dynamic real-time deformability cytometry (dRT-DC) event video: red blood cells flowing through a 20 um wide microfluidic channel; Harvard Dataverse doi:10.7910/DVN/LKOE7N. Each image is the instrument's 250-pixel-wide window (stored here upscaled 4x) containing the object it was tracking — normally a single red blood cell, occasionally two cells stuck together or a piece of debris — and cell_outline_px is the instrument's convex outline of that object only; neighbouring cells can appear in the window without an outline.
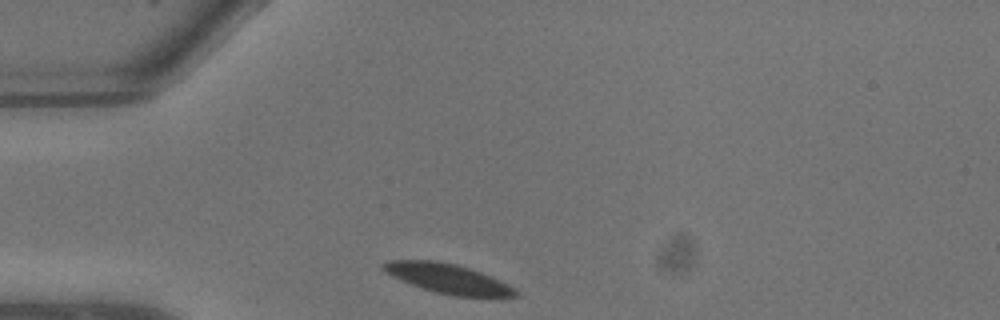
{"species": "common noctule bat (a hibernating species)", "species_latin": "Nyctalus noctula", "temperature_condition": "warm", "stored_images_in_passage": 6, "camera_frame_rate_fps": 3000, "um_per_image_px": 0.085, "animal": {"sex": "male", "body_mass_g": 13.3}, "frame": {"image": 1, "passage_image": 1, "time_ms": 0.0, "image_size_px": [1000, 320], "cell_outline_px": [[520, 296], [452, 296], [436, 292], [412, 284], [392, 276], [384, 272], [380, 268], [380, 264], [388, 260], [436, 260], [456, 264], [480, 272], [516, 288], [520, 292]], "centroid_in_image_um": [38.04, 23.66], "position_along_channel_um": 47.0, "area_um2": 22.6}}
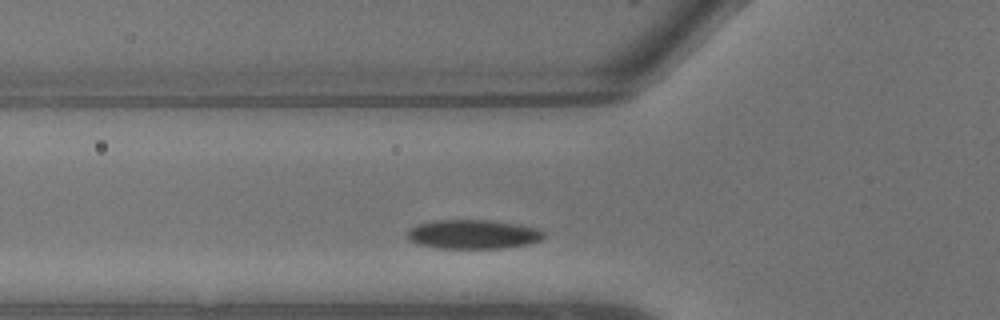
{"frame": {"image": 2, "passage_image": 3, "time_ms": 0.667, "image_size_px": [1000, 320], "cell_outline_px": [[544, 236], [540, 240], [528, 244], [504, 248], [436, 248], [416, 244], [408, 240], [404, 236], [408, 228], [420, 224], [436, 220], [488, 220], [516, 224], [540, 228], [544, 232]], "centroid_in_image_um": [40.16, 19.92], "position_along_channel_um": 85.6, "area_um2": 23.41}}
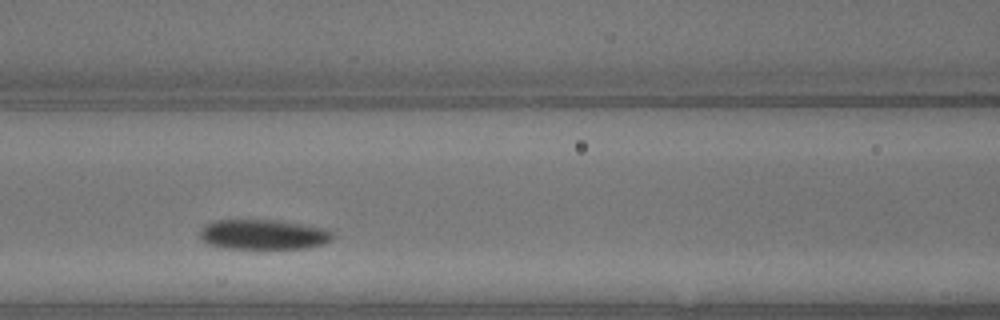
{"frame": {"image": 3, "passage_image": 5, "time_ms": 1.333, "image_size_px": [1000, 320], "cell_outline_px": [[332, 240], [324, 244], [308, 248], [228, 248], [208, 244], [200, 240], [200, 232], [204, 224], [216, 220], [272, 220], [304, 224], [328, 228], [332, 232]], "centroid_in_image_um": [22.4, 19.93], "position_along_channel_um": 144.2, "area_um2": 23.29}}